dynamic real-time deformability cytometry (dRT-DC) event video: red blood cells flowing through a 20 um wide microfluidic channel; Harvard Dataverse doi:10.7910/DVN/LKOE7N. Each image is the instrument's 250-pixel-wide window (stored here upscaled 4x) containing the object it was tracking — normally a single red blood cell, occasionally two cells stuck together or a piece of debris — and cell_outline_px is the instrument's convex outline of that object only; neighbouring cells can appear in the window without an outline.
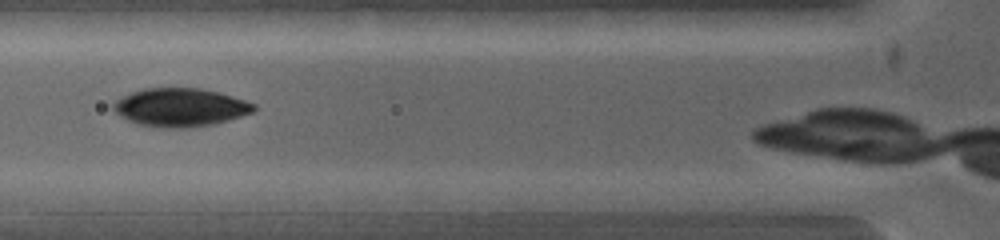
{"species": "common noctule bat (a hibernating species)", "species_latin": "Nyctalus noctula", "temperature_condition": "warm", "stored_images_in_passage": 4, "camera_frame_rate_fps": 5000, "um_per_image_px": 0.085, "animal": {"sex": "female", "body_mass_g": 19.0, "forearm_length_mm": 53.3}, "frame": {"image": 1, "passage_image": 2, "time_ms": 0.2, "image_size_px": [1000, 240], "cell_outline_px": [[600, 200], [592, 212], [496, 212], [488, 200], [568, 192], [588, 192]], "centroid_in_image_um": [46.57, 17.27], "position_along_channel_um": 79.2, "area_um2": 12.83}}